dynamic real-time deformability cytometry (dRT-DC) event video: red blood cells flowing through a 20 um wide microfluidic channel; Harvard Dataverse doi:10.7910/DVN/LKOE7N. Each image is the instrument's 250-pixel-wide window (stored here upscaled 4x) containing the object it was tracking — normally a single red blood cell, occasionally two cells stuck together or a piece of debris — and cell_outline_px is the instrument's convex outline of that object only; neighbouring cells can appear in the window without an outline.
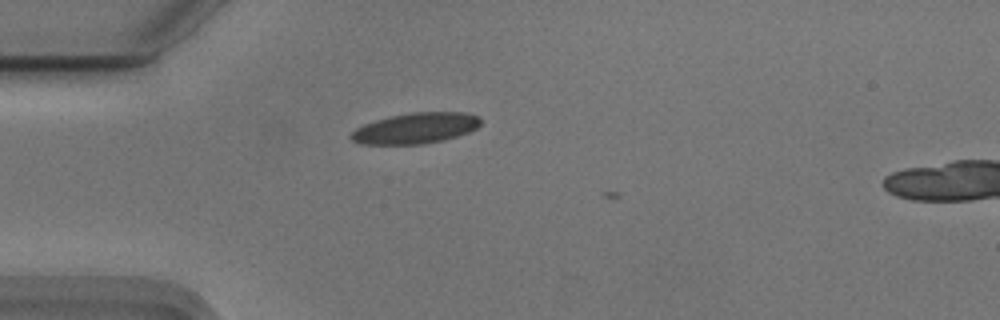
{"species": "Egyptian fruit bat (a non-hibernating species)", "species_latin": "Rousettus aegyptiacus", "temperature_condition": "cold", "stored_images_in_passage": 2, "camera_frame_rate_fps": 3000, "um_per_image_px": 0.085, "animal": {"sex": "male"}, "frame": {"image": 1, "passage_image": 1, "time_ms": 0.0, "image_size_px": [1000, 320], "cell_outline_px": [[480, 124], [476, 128], [468, 132], [444, 140], [424, 144], [360, 144], [352, 140], [348, 136], [356, 128], [364, 124], [388, 116], [408, 112], [464, 112], [480, 116]], "centroid_in_image_um": [35.31, 10.89], "position_along_channel_um": 49.7, "area_um2": 23.35}}